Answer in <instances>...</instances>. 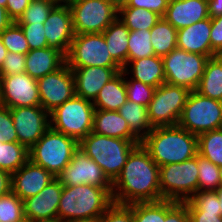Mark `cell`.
I'll list each match as a JSON object with an SVG mask.
<instances>
[{
  "instance_id": "1",
  "label": "cell",
  "mask_w": 222,
  "mask_h": 222,
  "mask_svg": "<svg viewBox=\"0 0 222 222\" xmlns=\"http://www.w3.org/2000/svg\"><path fill=\"white\" fill-rule=\"evenodd\" d=\"M159 168L142 144H138L112 183L113 202L130 205L163 200L159 185Z\"/></svg>"
},
{
  "instance_id": "2",
  "label": "cell",
  "mask_w": 222,
  "mask_h": 222,
  "mask_svg": "<svg viewBox=\"0 0 222 222\" xmlns=\"http://www.w3.org/2000/svg\"><path fill=\"white\" fill-rule=\"evenodd\" d=\"M141 144L159 167L181 163L198 154L197 136L179 125L154 127Z\"/></svg>"
},
{
  "instance_id": "3",
  "label": "cell",
  "mask_w": 222,
  "mask_h": 222,
  "mask_svg": "<svg viewBox=\"0 0 222 222\" xmlns=\"http://www.w3.org/2000/svg\"><path fill=\"white\" fill-rule=\"evenodd\" d=\"M112 204V187L63 186L58 221L100 217Z\"/></svg>"
},
{
  "instance_id": "4",
  "label": "cell",
  "mask_w": 222,
  "mask_h": 222,
  "mask_svg": "<svg viewBox=\"0 0 222 222\" xmlns=\"http://www.w3.org/2000/svg\"><path fill=\"white\" fill-rule=\"evenodd\" d=\"M140 143V140L112 138L90 132L79 142V149L94 160L113 183L131 151Z\"/></svg>"
},
{
  "instance_id": "5",
  "label": "cell",
  "mask_w": 222,
  "mask_h": 222,
  "mask_svg": "<svg viewBox=\"0 0 222 222\" xmlns=\"http://www.w3.org/2000/svg\"><path fill=\"white\" fill-rule=\"evenodd\" d=\"M79 149V142L51 127L28 150L29 160L58 176Z\"/></svg>"
},
{
  "instance_id": "6",
  "label": "cell",
  "mask_w": 222,
  "mask_h": 222,
  "mask_svg": "<svg viewBox=\"0 0 222 222\" xmlns=\"http://www.w3.org/2000/svg\"><path fill=\"white\" fill-rule=\"evenodd\" d=\"M92 101L74 96L50 113V127L80 142L93 129Z\"/></svg>"
},
{
  "instance_id": "7",
  "label": "cell",
  "mask_w": 222,
  "mask_h": 222,
  "mask_svg": "<svg viewBox=\"0 0 222 222\" xmlns=\"http://www.w3.org/2000/svg\"><path fill=\"white\" fill-rule=\"evenodd\" d=\"M197 155L181 163L166 164L159 168L161 197L184 202L198 192Z\"/></svg>"
},
{
  "instance_id": "8",
  "label": "cell",
  "mask_w": 222,
  "mask_h": 222,
  "mask_svg": "<svg viewBox=\"0 0 222 222\" xmlns=\"http://www.w3.org/2000/svg\"><path fill=\"white\" fill-rule=\"evenodd\" d=\"M67 4L75 34L102 33L118 18L115 0H71Z\"/></svg>"
},
{
  "instance_id": "9",
  "label": "cell",
  "mask_w": 222,
  "mask_h": 222,
  "mask_svg": "<svg viewBox=\"0 0 222 222\" xmlns=\"http://www.w3.org/2000/svg\"><path fill=\"white\" fill-rule=\"evenodd\" d=\"M178 125L198 136L222 128V102L191 91Z\"/></svg>"
},
{
  "instance_id": "10",
  "label": "cell",
  "mask_w": 222,
  "mask_h": 222,
  "mask_svg": "<svg viewBox=\"0 0 222 222\" xmlns=\"http://www.w3.org/2000/svg\"><path fill=\"white\" fill-rule=\"evenodd\" d=\"M190 93L186 87L166 82L157 87L147 107L152 127L178 125Z\"/></svg>"
},
{
  "instance_id": "11",
  "label": "cell",
  "mask_w": 222,
  "mask_h": 222,
  "mask_svg": "<svg viewBox=\"0 0 222 222\" xmlns=\"http://www.w3.org/2000/svg\"><path fill=\"white\" fill-rule=\"evenodd\" d=\"M209 57L197 53L174 49L162 57L165 82L196 90Z\"/></svg>"
},
{
  "instance_id": "12",
  "label": "cell",
  "mask_w": 222,
  "mask_h": 222,
  "mask_svg": "<svg viewBox=\"0 0 222 222\" xmlns=\"http://www.w3.org/2000/svg\"><path fill=\"white\" fill-rule=\"evenodd\" d=\"M66 63L69 67H121L112 58L103 33L75 34Z\"/></svg>"
},
{
  "instance_id": "13",
  "label": "cell",
  "mask_w": 222,
  "mask_h": 222,
  "mask_svg": "<svg viewBox=\"0 0 222 222\" xmlns=\"http://www.w3.org/2000/svg\"><path fill=\"white\" fill-rule=\"evenodd\" d=\"M41 106L50 114L75 94L71 68L65 63L61 68L37 80Z\"/></svg>"
},
{
  "instance_id": "14",
  "label": "cell",
  "mask_w": 222,
  "mask_h": 222,
  "mask_svg": "<svg viewBox=\"0 0 222 222\" xmlns=\"http://www.w3.org/2000/svg\"><path fill=\"white\" fill-rule=\"evenodd\" d=\"M0 104L10 109L41 106L37 80L27 73L0 76Z\"/></svg>"
},
{
  "instance_id": "15",
  "label": "cell",
  "mask_w": 222,
  "mask_h": 222,
  "mask_svg": "<svg viewBox=\"0 0 222 222\" xmlns=\"http://www.w3.org/2000/svg\"><path fill=\"white\" fill-rule=\"evenodd\" d=\"M18 143L28 150L50 128V114L42 106L10 109Z\"/></svg>"
},
{
  "instance_id": "16",
  "label": "cell",
  "mask_w": 222,
  "mask_h": 222,
  "mask_svg": "<svg viewBox=\"0 0 222 222\" xmlns=\"http://www.w3.org/2000/svg\"><path fill=\"white\" fill-rule=\"evenodd\" d=\"M56 178L64 186L88 184L96 187H112V182L104 171L81 149L74 153L70 163Z\"/></svg>"
},
{
  "instance_id": "17",
  "label": "cell",
  "mask_w": 222,
  "mask_h": 222,
  "mask_svg": "<svg viewBox=\"0 0 222 222\" xmlns=\"http://www.w3.org/2000/svg\"><path fill=\"white\" fill-rule=\"evenodd\" d=\"M63 184L57 178L38 194L23 201L25 219L30 222L58 221V207Z\"/></svg>"
},
{
  "instance_id": "18",
  "label": "cell",
  "mask_w": 222,
  "mask_h": 222,
  "mask_svg": "<svg viewBox=\"0 0 222 222\" xmlns=\"http://www.w3.org/2000/svg\"><path fill=\"white\" fill-rule=\"evenodd\" d=\"M44 32L48 47L57 48L65 55L75 36L70 7L67 3H58L44 21Z\"/></svg>"
},
{
  "instance_id": "19",
  "label": "cell",
  "mask_w": 222,
  "mask_h": 222,
  "mask_svg": "<svg viewBox=\"0 0 222 222\" xmlns=\"http://www.w3.org/2000/svg\"><path fill=\"white\" fill-rule=\"evenodd\" d=\"M78 97L94 101L102 87L123 70L122 67H70Z\"/></svg>"
},
{
  "instance_id": "20",
  "label": "cell",
  "mask_w": 222,
  "mask_h": 222,
  "mask_svg": "<svg viewBox=\"0 0 222 222\" xmlns=\"http://www.w3.org/2000/svg\"><path fill=\"white\" fill-rule=\"evenodd\" d=\"M55 178L51 172L28 160L12 174V192L24 201L38 194Z\"/></svg>"
},
{
  "instance_id": "21",
  "label": "cell",
  "mask_w": 222,
  "mask_h": 222,
  "mask_svg": "<svg viewBox=\"0 0 222 222\" xmlns=\"http://www.w3.org/2000/svg\"><path fill=\"white\" fill-rule=\"evenodd\" d=\"M209 17L208 0H172L163 16L177 30Z\"/></svg>"
},
{
  "instance_id": "22",
  "label": "cell",
  "mask_w": 222,
  "mask_h": 222,
  "mask_svg": "<svg viewBox=\"0 0 222 222\" xmlns=\"http://www.w3.org/2000/svg\"><path fill=\"white\" fill-rule=\"evenodd\" d=\"M211 17L177 30V48L211 57Z\"/></svg>"
},
{
  "instance_id": "23",
  "label": "cell",
  "mask_w": 222,
  "mask_h": 222,
  "mask_svg": "<svg viewBox=\"0 0 222 222\" xmlns=\"http://www.w3.org/2000/svg\"><path fill=\"white\" fill-rule=\"evenodd\" d=\"M66 63V55L57 48L32 49L26 54L25 73L38 80Z\"/></svg>"
},
{
  "instance_id": "24",
  "label": "cell",
  "mask_w": 222,
  "mask_h": 222,
  "mask_svg": "<svg viewBox=\"0 0 222 222\" xmlns=\"http://www.w3.org/2000/svg\"><path fill=\"white\" fill-rule=\"evenodd\" d=\"M186 203L190 222H222L216 191H198Z\"/></svg>"
},
{
  "instance_id": "25",
  "label": "cell",
  "mask_w": 222,
  "mask_h": 222,
  "mask_svg": "<svg viewBox=\"0 0 222 222\" xmlns=\"http://www.w3.org/2000/svg\"><path fill=\"white\" fill-rule=\"evenodd\" d=\"M92 132L112 138L139 140L118 111L95 109Z\"/></svg>"
},
{
  "instance_id": "26",
  "label": "cell",
  "mask_w": 222,
  "mask_h": 222,
  "mask_svg": "<svg viewBox=\"0 0 222 222\" xmlns=\"http://www.w3.org/2000/svg\"><path fill=\"white\" fill-rule=\"evenodd\" d=\"M123 71L128 76L131 72L133 75L130 76L131 79L143 82L155 88L165 83L163 61L161 57L156 55L132 60L123 68Z\"/></svg>"
},
{
  "instance_id": "27",
  "label": "cell",
  "mask_w": 222,
  "mask_h": 222,
  "mask_svg": "<svg viewBox=\"0 0 222 222\" xmlns=\"http://www.w3.org/2000/svg\"><path fill=\"white\" fill-rule=\"evenodd\" d=\"M126 101L125 72L122 70L102 87L92 103L95 109L118 111Z\"/></svg>"
},
{
  "instance_id": "28",
  "label": "cell",
  "mask_w": 222,
  "mask_h": 222,
  "mask_svg": "<svg viewBox=\"0 0 222 222\" xmlns=\"http://www.w3.org/2000/svg\"><path fill=\"white\" fill-rule=\"evenodd\" d=\"M195 91L202 96L222 102V55L208 59Z\"/></svg>"
},
{
  "instance_id": "29",
  "label": "cell",
  "mask_w": 222,
  "mask_h": 222,
  "mask_svg": "<svg viewBox=\"0 0 222 222\" xmlns=\"http://www.w3.org/2000/svg\"><path fill=\"white\" fill-rule=\"evenodd\" d=\"M102 33L112 58L124 68L127 65L130 30L117 18Z\"/></svg>"
},
{
  "instance_id": "30",
  "label": "cell",
  "mask_w": 222,
  "mask_h": 222,
  "mask_svg": "<svg viewBox=\"0 0 222 222\" xmlns=\"http://www.w3.org/2000/svg\"><path fill=\"white\" fill-rule=\"evenodd\" d=\"M118 113L126 120L131 132L142 141L153 129L148 119L147 107L127 100Z\"/></svg>"
},
{
  "instance_id": "31",
  "label": "cell",
  "mask_w": 222,
  "mask_h": 222,
  "mask_svg": "<svg viewBox=\"0 0 222 222\" xmlns=\"http://www.w3.org/2000/svg\"><path fill=\"white\" fill-rule=\"evenodd\" d=\"M150 41L155 55L162 58L177 48V29L161 17L150 29Z\"/></svg>"
},
{
  "instance_id": "32",
  "label": "cell",
  "mask_w": 222,
  "mask_h": 222,
  "mask_svg": "<svg viewBox=\"0 0 222 222\" xmlns=\"http://www.w3.org/2000/svg\"><path fill=\"white\" fill-rule=\"evenodd\" d=\"M118 18L130 30H150L161 18L157 13L144 8L118 7Z\"/></svg>"
},
{
  "instance_id": "33",
  "label": "cell",
  "mask_w": 222,
  "mask_h": 222,
  "mask_svg": "<svg viewBox=\"0 0 222 222\" xmlns=\"http://www.w3.org/2000/svg\"><path fill=\"white\" fill-rule=\"evenodd\" d=\"M29 160L28 149L18 142H0V169L11 175Z\"/></svg>"
},
{
  "instance_id": "34",
  "label": "cell",
  "mask_w": 222,
  "mask_h": 222,
  "mask_svg": "<svg viewBox=\"0 0 222 222\" xmlns=\"http://www.w3.org/2000/svg\"><path fill=\"white\" fill-rule=\"evenodd\" d=\"M197 149L200 156L222 166V128L198 135Z\"/></svg>"
},
{
  "instance_id": "35",
  "label": "cell",
  "mask_w": 222,
  "mask_h": 222,
  "mask_svg": "<svg viewBox=\"0 0 222 222\" xmlns=\"http://www.w3.org/2000/svg\"><path fill=\"white\" fill-rule=\"evenodd\" d=\"M155 52L150 41V30L130 31L128 37L127 64L136 59L154 56Z\"/></svg>"
},
{
  "instance_id": "36",
  "label": "cell",
  "mask_w": 222,
  "mask_h": 222,
  "mask_svg": "<svg viewBox=\"0 0 222 222\" xmlns=\"http://www.w3.org/2000/svg\"><path fill=\"white\" fill-rule=\"evenodd\" d=\"M198 191H216L221 186L219 167L197 154Z\"/></svg>"
},
{
  "instance_id": "37",
  "label": "cell",
  "mask_w": 222,
  "mask_h": 222,
  "mask_svg": "<svg viewBox=\"0 0 222 222\" xmlns=\"http://www.w3.org/2000/svg\"><path fill=\"white\" fill-rule=\"evenodd\" d=\"M26 220L23 201L12 191L0 197V222H22Z\"/></svg>"
},
{
  "instance_id": "38",
  "label": "cell",
  "mask_w": 222,
  "mask_h": 222,
  "mask_svg": "<svg viewBox=\"0 0 222 222\" xmlns=\"http://www.w3.org/2000/svg\"><path fill=\"white\" fill-rule=\"evenodd\" d=\"M53 0H31L25 12L16 21L17 24H39L49 16L51 10L57 5Z\"/></svg>"
},
{
  "instance_id": "39",
  "label": "cell",
  "mask_w": 222,
  "mask_h": 222,
  "mask_svg": "<svg viewBox=\"0 0 222 222\" xmlns=\"http://www.w3.org/2000/svg\"><path fill=\"white\" fill-rule=\"evenodd\" d=\"M0 39L8 52L26 55L30 51L26 37L16 22L0 34Z\"/></svg>"
},
{
  "instance_id": "40",
  "label": "cell",
  "mask_w": 222,
  "mask_h": 222,
  "mask_svg": "<svg viewBox=\"0 0 222 222\" xmlns=\"http://www.w3.org/2000/svg\"><path fill=\"white\" fill-rule=\"evenodd\" d=\"M125 78L127 100L148 107L156 88L143 82L129 79L126 77V73Z\"/></svg>"
},
{
  "instance_id": "41",
  "label": "cell",
  "mask_w": 222,
  "mask_h": 222,
  "mask_svg": "<svg viewBox=\"0 0 222 222\" xmlns=\"http://www.w3.org/2000/svg\"><path fill=\"white\" fill-rule=\"evenodd\" d=\"M161 222H190L186 203L161 200Z\"/></svg>"
},
{
  "instance_id": "42",
  "label": "cell",
  "mask_w": 222,
  "mask_h": 222,
  "mask_svg": "<svg viewBox=\"0 0 222 222\" xmlns=\"http://www.w3.org/2000/svg\"><path fill=\"white\" fill-rule=\"evenodd\" d=\"M133 222H161V200L133 203Z\"/></svg>"
},
{
  "instance_id": "43",
  "label": "cell",
  "mask_w": 222,
  "mask_h": 222,
  "mask_svg": "<svg viewBox=\"0 0 222 222\" xmlns=\"http://www.w3.org/2000/svg\"><path fill=\"white\" fill-rule=\"evenodd\" d=\"M28 43L29 49H42L48 47L44 32V23L39 24H18Z\"/></svg>"
},
{
  "instance_id": "44",
  "label": "cell",
  "mask_w": 222,
  "mask_h": 222,
  "mask_svg": "<svg viewBox=\"0 0 222 222\" xmlns=\"http://www.w3.org/2000/svg\"><path fill=\"white\" fill-rule=\"evenodd\" d=\"M101 222H133V204L114 203L100 216Z\"/></svg>"
},
{
  "instance_id": "45",
  "label": "cell",
  "mask_w": 222,
  "mask_h": 222,
  "mask_svg": "<svg viewBox=\"0 0 222 222\" xmlns=\"http://www.w3.org/2000/svg\"><path fill=\"white\" fill-rule=\"evenodd\" d=\"M0 142H18L10 108L0 104Z\"/></svg>"
},
{
  "instance_id": "46",
  "label": "cell",
  "mask_w": 222,
  "mask_h": 222,
  "mask_svg": "<svg viewBox=\"0 0 222 222\" xmlns=\"http://www.w3.org/2000/svg\"><path fill=\"white\" fill-rule=\"evenodd\" d=\"M26 55L8 52L0 67V76L25 73Z\"/></svg>"
},
{
  "instance_id": "47",
  "label": "cell",
  "mask_w": 222,
  "mask_h": 222,
  "mask_svg": "<svg viewBox=\"0 0 222 222\" xmlns=\"http://www.w3.org/2000/svg\"><path fill=\"white\" fill-rule=\"evenodd\" d=\"M168 0H123L118 4V7H135L144 8L164 16L168 7Z\"/></svg>"
},
{
  "instance_id": "48",
  "label": "cell",
  "mask_w": 222,
  "mask_h": 222,
  "mask_svg": "<svg viewBox=\"0 0 222 222\" xmlns=\"http://www.w3.org/2000/svg\"><path fill=\"white\" fill-rule=\"evenodd\" d=\"M211 57L222 55V15L211 18Z\"/></svg>"
},
{
  "instance_id": "49",
  "label": "cell",
  "mask_w": 222,
  "mask_h": 222,
  "mask_svg": "<svg viewBox=\"0 0 222 222\" xmlns=\"http://www.w3.org/2000/svg\"><path fill=\"white\" fill-rule=\"evenodd\" d=\"M31 0H8L6 10L9 16L16 22L25 12Z\"/></svg>"
},
{
  "instance_id": "50",
  "label": "cell",
  "mask_w": 222,
  "mask_h": 222,
  "mask_svg": "<svg viewBox=\"0 0 222 222\" xmlns=\"http://www.w3.org/2000/svg\"><path fill=\"white\" fill-rule=\"evenodd\" d=\"M12 175L0 169V197L12 191Z\"/></svg>"
},
{
  "instance_id": "51",
  "label": "cell",
  "mask_w": 222,
  "mask_h": 222,
  "mask_svg": "<svg viewBox=\"0 0 222 222\" xmlns=\"http://www.w3.org/2000/svg\"><path fill=\"white\" fill-rule=\"evenodd\" d=\"M14 20L9 16L5 7L0 6V34L10 27Z\"/></svg>"
},
{
  "instance_id": "52",
  "label": "cell",
  "mask_w": 222,
  "mask_h": 222,
  "mask_svg": "<svg viewBox=\"0 0 222 222\" xmlns=\"http://www.w3.org/2000/svg\"><path fill=\"white\" fill-rule=\"evenodd\" d=\"M209 16L215 18L222 15V0H208Z\"/></svg>"
},
{
  "instance_id": "53",
  "label": "cell",
  "mask_w": 222,
  "mask_h": 222,
  "mask_svg": "<svg viewBox=\"0 0 222 222\" xmlns=\"http://www.w3.org/2000/svg\"><path fill=\"white\" fill-rule=\"evenodd\" d=\"M7 53H8V50L6 49V47L4 46V44L2 43L0 39V67L3 64V61L5 57L7 56Z\"/></svg>"
},
{
  "instance_id": "54",
  "label": "cell",
  "mask_w": 222,
  "mask_h": 222,
  "mask_svg": "<svg viewBox=\"0 0 222 222\" xmlns=\"http://www.w3.org/2000/svg\"><path fill=\"white\" fill-rule=\"evenodd\" d=\"M66 222H101V219H100V217H94V218H87V219L69 220Z\"/></svg>"
},
{
  "instance_id": "55",
  "label": "cell",
  "mask_w": 222,
  "mask_h": 222,
  "mask_svg": "<svg viewBox=\"0 0 222 222\" xmlns=\"http://www.w3.org/2000/svg\"><path fill=\"white\" fill-rule=\"evenodd\" d=\"M218 199L220 202V208H221V215H222V185L216 190Z\"/></svg>"
},
{
  "instance_id": "56",
  "label": "cell",
  "mask_w": 222,
  "mask_h": 222,
  "mask_svg": "<svg viewBox=\"0 0 222 222\" xmlns=\"http://www.w3.org/2000/svg\"><path fill=\"white\" fill-rule=\"evenodd\" d=\"M7 1H8V0H0V6L6 8Z\"/></svg>"
},
{
  "instance_id": "57",
  "label": "cell",
  "mask_w": 222,
  "mask_h": 222,
  "mask_svg": "<svg viewBox=\"0 0 222 222\" xmlns=\"http://www.w3.org/2000/svg\"><path fill=\"white\" fill-rule=\"evenodd\" d=\"M53 1H55L56 3H68L71 0H53Z\"/></svg>"
},
{
  "instance_id": "58",
  "label": "cell",
  "mask_w": 222,
  "mask_h": 222,
  "mask_svg": "<svg viewBox=\"0 0 222 222\" xmlns=\"http://www.w3.org/2000/svg\"><path fill=\"white\" fill-rule=\"evenodd\" d=\"M219 175H220L221 185H222V166L219 167Z\"/></svg>"
}]
</instances>
